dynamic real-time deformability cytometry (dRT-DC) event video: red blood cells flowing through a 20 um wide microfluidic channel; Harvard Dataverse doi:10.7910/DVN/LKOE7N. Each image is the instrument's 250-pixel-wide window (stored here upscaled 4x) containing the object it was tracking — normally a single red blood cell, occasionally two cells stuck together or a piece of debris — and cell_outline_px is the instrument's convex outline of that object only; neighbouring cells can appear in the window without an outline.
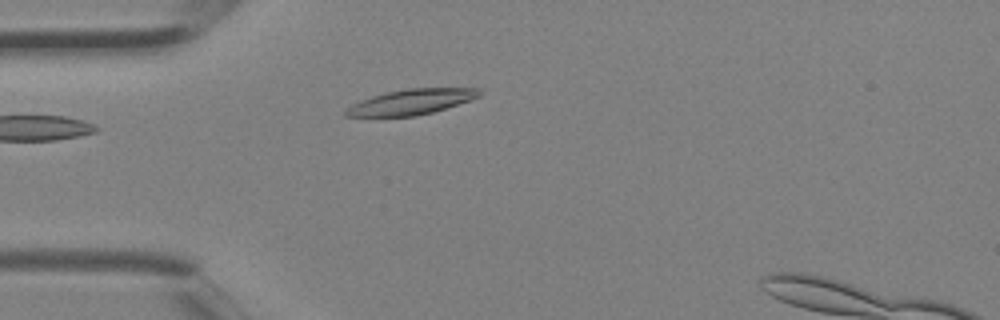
{"species": "Egyptian fruit bat (a non-hibernating species)", "species_latin": "Rousettus aegyptiacus", "temperature_condition": "room temperature", "stored_images_in_passage": 1, "camera_frame_rate_fps": 3000, "um_per_image_px": 0.085, "animal": {"sex": "female"}, "frame": {"image": 1, "passage_image": 1, "time_ms": 0.0, "image_size_px": [1000, 320], "cell_outline_px": [[480, 96], [432, 112], [416, 116], [344, 116], [344, 112], [352, 104], [360, 100], [384, 92], [408, 88], [476, 88], [480, 92]], "centroid_in_image_um": [34.9, 8.65], "position_along_channel_um": 50.1, "area_um2": 19.36}}